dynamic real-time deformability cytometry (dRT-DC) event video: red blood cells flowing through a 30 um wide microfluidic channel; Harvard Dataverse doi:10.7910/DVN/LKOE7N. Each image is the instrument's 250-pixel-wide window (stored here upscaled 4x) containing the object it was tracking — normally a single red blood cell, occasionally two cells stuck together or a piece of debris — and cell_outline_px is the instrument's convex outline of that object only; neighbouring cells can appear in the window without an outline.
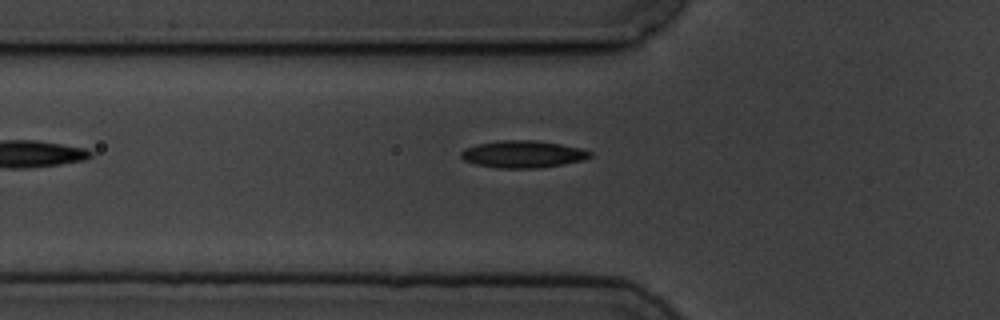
{"species": "common noctule bat (a hibernating species)", "species_latin": "Nyctalus noctula", "temperature_condition": "cold", "stored_images_in_passage": 6, "camera_frame_rate_fps": 3000, "um_per_image_px": 0.085, "animal": {"sex": "male", "body_mass_g": 19.5, "forearm_length_mm": 54.6}, "frame": {"image": 1, "passage_image": 6, "time_ms": 5.667, "image_size_px": [1000, 320], "cell_outline_px": [[592, 156], [584, 160], [536, 168], [500, 168], [476, 164], [464, 160], [460, 156], [460, 152], [464, 148], [476, 144], [500, 140], [536, 140], [560, 144], [580, 148], [592, 152]], "centroid_in_image_um": [44.42, 13.09], "position_along_channel_um": 81.4, "area_um2": 20.35}}